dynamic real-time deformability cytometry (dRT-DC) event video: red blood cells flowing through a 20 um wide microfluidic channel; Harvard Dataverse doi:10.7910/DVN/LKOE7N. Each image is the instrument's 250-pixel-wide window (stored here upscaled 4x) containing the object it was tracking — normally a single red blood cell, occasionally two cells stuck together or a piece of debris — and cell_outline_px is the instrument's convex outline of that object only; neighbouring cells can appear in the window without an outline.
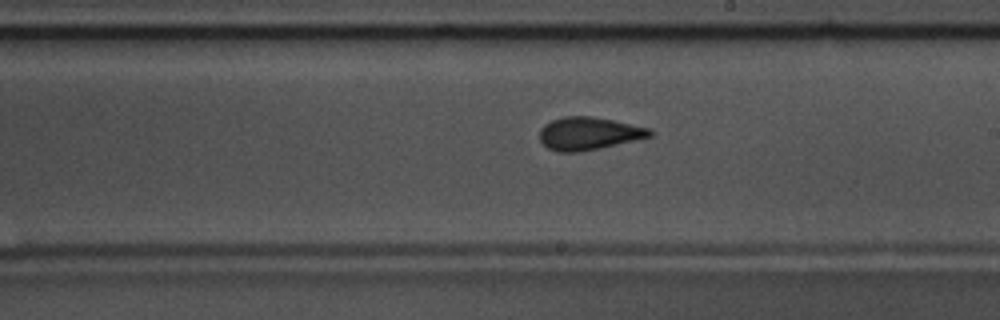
{"species": "common noctule bat (a hibernating species)", "species_latin": "Nyctalus noctula", "temperature_condition": "warm", "stored_images_in_passage": 57, "camera_frame_rate_fps": 3000, "um_per_image_px": 0.085, "animal": {"sex": "male", "body_mass_g": 17.5, "forearm_length_mm": 52.3}, "frame": {"image": 1, "passage_image": 33, "time_ms": 10.667, "image_size_px": [1000, 320], "cell_outline_px": [[652, 136], [640, 140], [580, 152], [560, 152], [548, 148], [540, 140], [540, 128], [544, 124], [552, 120], [564, 116], [592, 116], [612, 120], [648, 128], [652, 132]], "centroid_in_image_um": [50.04, 11.35], "position_along_channel_um": 239.0, "area_um2": 21.1}, "authors_computed_cell_mechanics": {"area_um2": 20.4612, "velocity_mm_per_s": 3.6434, "shape_relaxation_time_tau1_ms": 4.9575, "shape_relaxation_time_tau2_ms": 1.7761, "deformation_change_tau1": 0.1427, "deformation_change_tau2": 0.0732}}